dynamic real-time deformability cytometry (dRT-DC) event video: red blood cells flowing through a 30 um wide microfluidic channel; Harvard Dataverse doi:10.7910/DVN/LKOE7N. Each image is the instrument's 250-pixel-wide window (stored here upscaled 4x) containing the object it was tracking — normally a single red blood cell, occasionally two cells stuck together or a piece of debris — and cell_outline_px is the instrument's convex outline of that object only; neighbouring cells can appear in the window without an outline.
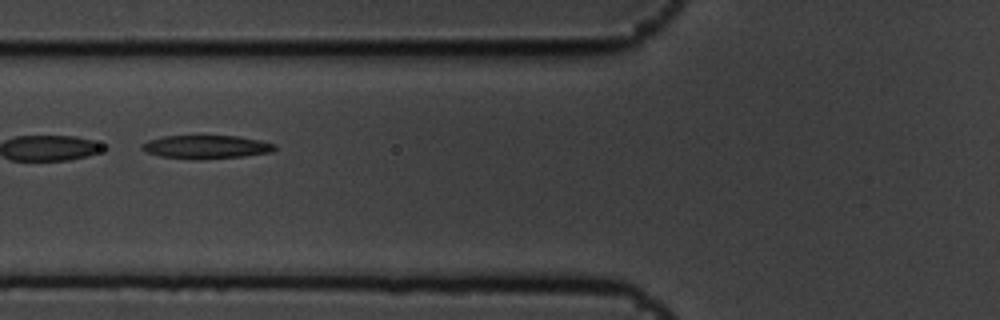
{"species": "common noctule bat (a hibernating species)", "species_latin": "Nyctalus noctula", "temperature_condition": "cold", "stored_images_in_passage": 9, "segment_of_instrument_passage": [2, 2], "camera_frame_rate_fps": 3000, "um_per_image_px": 0.085, "animal": {"sex": "male", "body_mass_g": 19.5, "forearm_length_mm": 54.6}, "frame": {"image": 1, "passage_image": 6, "time_ms": 1.667, "image_size_px": [1000, 320], "cell_outline_px": [[276, 148], [272, 152], [244, 156], [160, 156], [144, 152], [140, 148], [140, 144], [148, 140], [164, 136], [240, 136], [260, 140], [276, 144]], "centroid_in_image_um": [17.54, 12.43], "position_along_channel_um": 108.3, "area_um2": 17.11}}
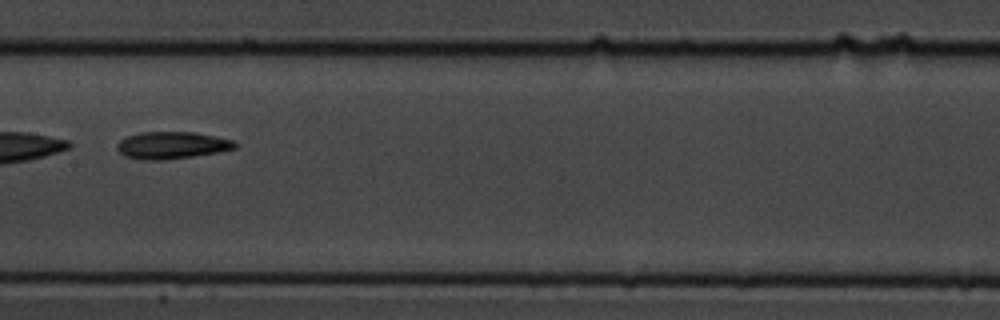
{"frame": {"image": 2, "passage_image": 8, "time_ms": 2.333, "image_size_px": [1000, 320], "cell_outline_px": [[240, 144], [236, 148], [220, 152], [164, 160], [140, 160], [124, 156], [116, 148], [116, 144], [120, 140], [128, 136], [140, 132], [192, 132], [216, 136], [232, 140]], "centroid_in_image_um": [14.61, 12.35], "position_along_channel_um": 192.8, "area_um2": 18.79}}